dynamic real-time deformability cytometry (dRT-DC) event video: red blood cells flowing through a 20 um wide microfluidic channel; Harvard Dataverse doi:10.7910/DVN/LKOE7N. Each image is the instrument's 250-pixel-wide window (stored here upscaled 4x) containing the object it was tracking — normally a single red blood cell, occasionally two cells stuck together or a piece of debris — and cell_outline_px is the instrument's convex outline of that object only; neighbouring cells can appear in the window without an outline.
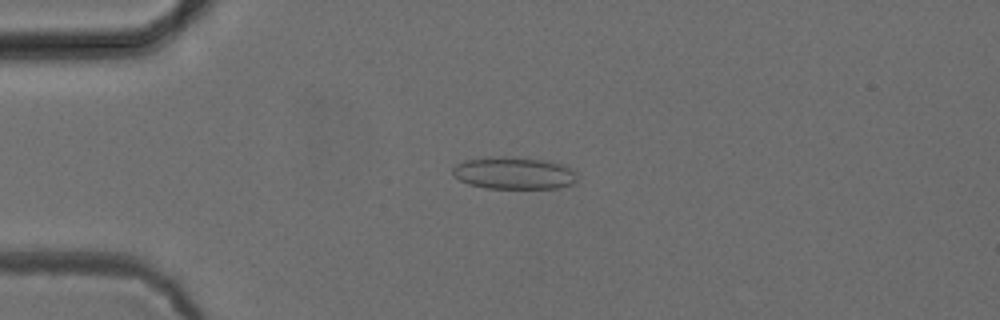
{"species": "common noctule bat (a hibernating species)", "species_latin": "Nyctalus noctula", "temperature_condition": "cold", "stored_images_in_passage": 52, "camera_frame_rate_fps": 3000, "um_per_image_px": 0.085, "animal": {"sex": "female", "body_mass_g": 24.6, "forearm_length_mm": 56.2}, "frame": {"image": 1, "passage_image": 13, "time_ms": 4.0, "image_size_px": [1000, 320], "cell_outline_px": [[576, 180], [572, 184], [556, 188], [488, 188], [468, 184], [452, 176], [452, 168], [456, 164], [464, 160], [488, 156], [512, 156], [548, 160], [564, 164], [572, 168], [576, 172]], "centroid_in_image_um": [43.67, 14.69], "position_along_channel_um": 41.3, "area_um2": 23.87}}
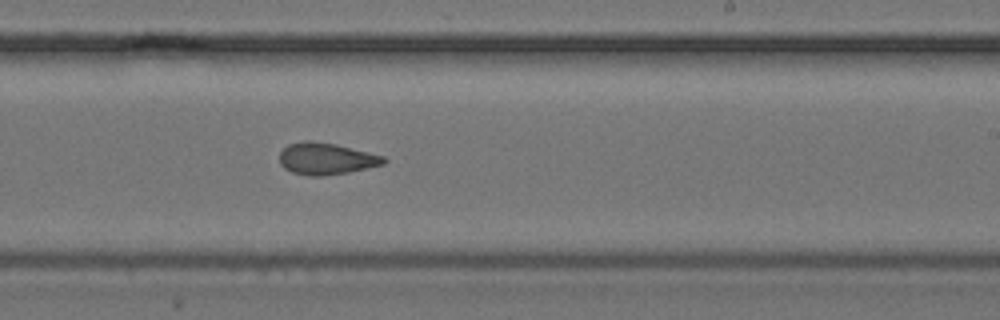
{"frame": {"image": 2, "passage_image": 32, "time_ms": 10.333, "image_size_px": [1000, 320], "cell_outline_px": [[388, 160], [384, 164], [348, 172], [320, 176], [308, 176], [292, 172], [284, 168], [280, 164], [280, 152], [288, 144], [304, 140], [312, 140], [336, 144], [384, 156]], "centroid_in_image_um": [27.71, 13.48], "position_along_channel_um": 261.3, "area_um2": 19.31}}
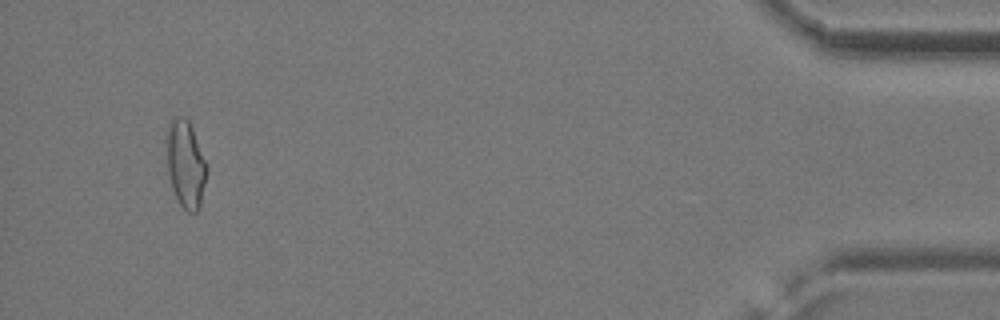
{"frame": {"image": 3, "passage_image": 50, "time_ms": 16.333, "image_size_px": [1000, 320], "cell_outline_px": [[208, 172], [200, 208], [196, 212], [188, 212], [180, 204], [172, 188], [168, 172], [164, 140], [164, 136], [168, 124], [176, 116], [184, 116], [188, 120], [192, 128], [208, 164]], "centroid_in_image_um": [15.77, 13.92], "position_along_channel_um": 419.4, "area_um2": 21.1}, "authors_computed_cell_mechanics": {"area_um2": 19.6809, "velocity_mm_per_s": 3.8934, "shape_relaxation_time_tau1_ms": null, "shape_relaxation_time_tau2_ms": 4.4705, "deformation_change_tau1": null, "deformation_change_tau2": 0.1028}}